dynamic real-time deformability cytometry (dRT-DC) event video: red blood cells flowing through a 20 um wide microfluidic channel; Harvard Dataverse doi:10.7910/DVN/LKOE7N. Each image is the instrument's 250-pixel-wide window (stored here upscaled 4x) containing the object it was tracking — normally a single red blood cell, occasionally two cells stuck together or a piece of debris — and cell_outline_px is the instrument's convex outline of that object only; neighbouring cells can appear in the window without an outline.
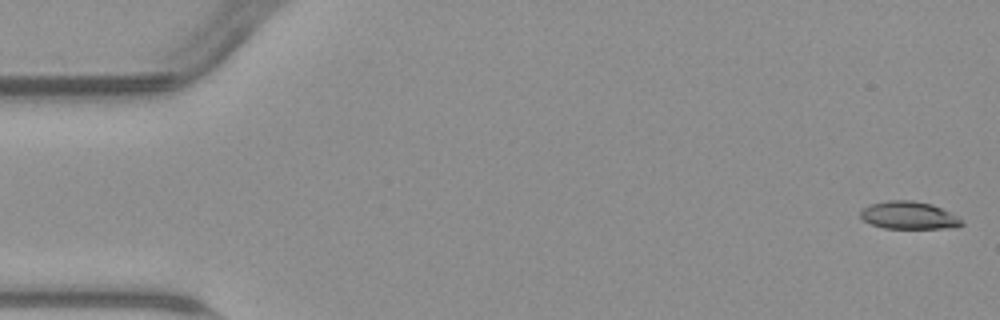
{"species": "common noctule bat (a hibernating species)", "species_latin": "Nyctalus noctula", "temperature_condition": "warm", "stored_images_in_passage": 54, "camera_frame_rate_fps": 3000, "um_per_image_px": 0.085, "animal": {"sex": "male", "body_mass_g": 23.1, "forearm_length_mm": 52.7}, "frame": {"image": 1, "passage_image": 1, "time_ms": 0.0, "image_size_px": [1000, 320], "cell_outline_px": [[964, 224], [956, 228], [884, 228], [872, 224], [864, 220], [860, 216], [860, 212], [864, 208], [872, 204], [888, 200], [912, 200], [932, 204], [956, 216]], "centroid_in_image_um": [77.25, 18.31], "position_along_channel_um": 7.7, "area_um2": 16.07}}
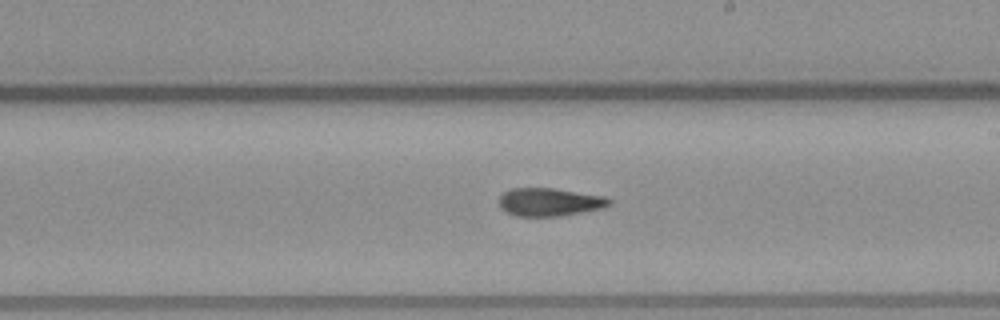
{"frame": {"image": 2, "passage_image": 31, "time_ms": 10.0, "image_size_px": [1000, 320], "cell_outline_px": [[612, 204], [604, 208], [560, 216], [516, 216], [500, 208], [500, 196], [504, 192], [512, 188], [556, 188], [608, 196], [612, 200]], "centroid_in_image_um": [46.79, 17.16], "position_along_channel_um": 242.2, "area_um2": 18.26}}
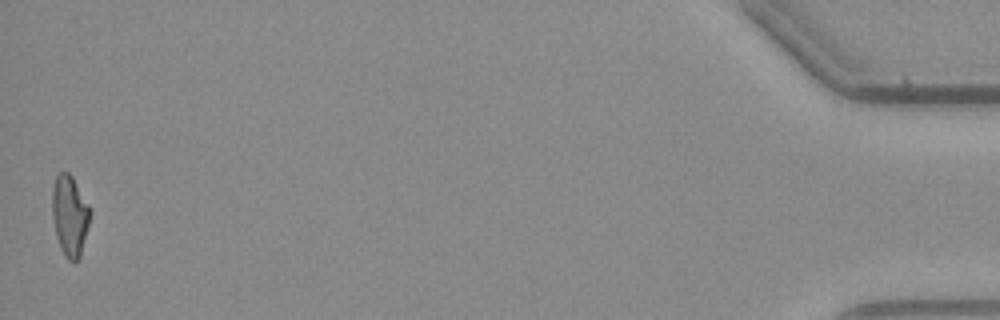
{"frame": {"image": 3, "passage_image": 54, "time_ms": 17.667, "image_size_px": [1000, 320], "cell_outline_px": [[92, 212], [80, 256], [76, 260], [68, 260], [64, 256], [60, 248], [56, 236], [52, 220], [52, 188], [56, 176], [60, 172], [68, 172], [72, 176], [88, 204]], "centroid_in_image_um": [5.92, 18.32], "position_along_channel_um": 429.3, "area_um2": 17.86}, "authors_computed_cell_mechanics": {"area_um2": 18.0336, "velocity_mm_per_s": 3.793, "shape_relaxation_time_tau1_ms": null, "shape_relaxation_time_tau2_ms": 7.1613, "deformation_change_tau1": null, "deformation_change_tau2": 0.1621}}